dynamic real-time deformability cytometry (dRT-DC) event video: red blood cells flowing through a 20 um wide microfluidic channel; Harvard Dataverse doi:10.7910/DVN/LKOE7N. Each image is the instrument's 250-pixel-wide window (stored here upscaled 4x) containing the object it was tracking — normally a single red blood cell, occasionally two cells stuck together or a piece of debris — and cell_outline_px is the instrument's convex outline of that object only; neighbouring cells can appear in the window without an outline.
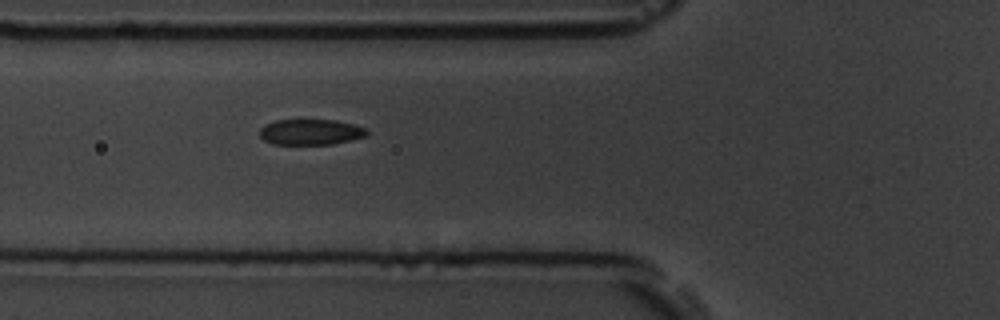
{"species": "common noctule bat (a hibernating species)", "species_latin": "Nyctalus noctula", "temperature_condition": "room temperature", "stored_images_in_passage": 4, "camera_frame_rate_fps": 3000, "um_per_image_px": 0.085, "animal": {"sex": "male", "body_mass_g": 19.5, "forearm_length_mm": 54.6}, "frame": {"image": 1, "passage_image": 4, "time_ms": 4.333, "image_size_px": [1000, 320], "cell_outline_px": [[368, 132], [364, 136], [332, 144], [272, 144], [264, 140], [260, 136], [260, 128], [276, 120], [336, 120], [368, 128]], "centroid_in_image_um": [26.4, 11.22], "position_along_channel_um": 99.4, "area_um2": 15.84}}